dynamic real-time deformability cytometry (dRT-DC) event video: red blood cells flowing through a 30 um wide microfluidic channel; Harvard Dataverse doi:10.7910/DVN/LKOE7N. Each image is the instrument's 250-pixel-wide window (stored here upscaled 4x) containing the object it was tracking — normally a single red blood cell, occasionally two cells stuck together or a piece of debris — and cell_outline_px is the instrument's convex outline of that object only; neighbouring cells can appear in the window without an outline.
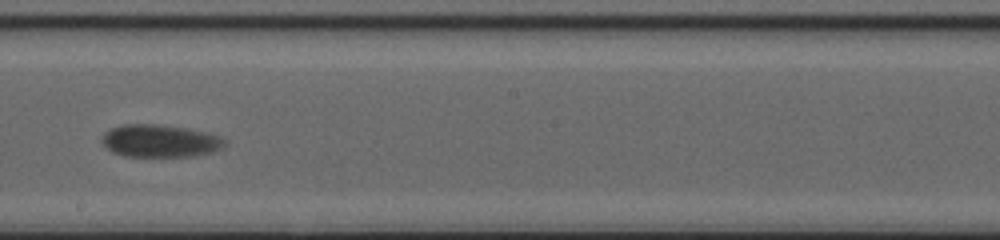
{"species": "common noctule bat (a hibernating species)", "species_latin": "Nyctalus noctula", "temperature_condition": "cold", "stored_images_in_passage": 34, "camera_frame_rate_fps": 3000, "um_per_image_px": 0.085, "animal": {"sex": "female", "body_mass_g": 20.0, "forearm_length_mm": 54.0}, "frame": {"image": 1, "passage_image": 15, "time_ms": 4.667, "image_size_px": [1000, 240], "cell_outline_px": [[224, 144], [220, 148], [212, 152], [192, 156], [124, 156], [112, 152], [100, 140], [100, 136], [104, 132], [112, 128], [124, 124], [152, 124], [184, 128], [204, 132], [216, 136], [224, 140]], "centroid_in_image_um": [13.51, 11.98], "position_along_channel_um": 234.7, "area_um2": 22.89}, "authors_computed_cell_mechanics": {"area_um2": 22.8599, "velocity_mm_per_s": 3.9, "shape_relaxation_time_tau1_ms": 1.6118, "shape_relaxation_time_tau2_ms": null, "deformation_change_tau1": 0.0557, "deformation_change_tau2": null}}